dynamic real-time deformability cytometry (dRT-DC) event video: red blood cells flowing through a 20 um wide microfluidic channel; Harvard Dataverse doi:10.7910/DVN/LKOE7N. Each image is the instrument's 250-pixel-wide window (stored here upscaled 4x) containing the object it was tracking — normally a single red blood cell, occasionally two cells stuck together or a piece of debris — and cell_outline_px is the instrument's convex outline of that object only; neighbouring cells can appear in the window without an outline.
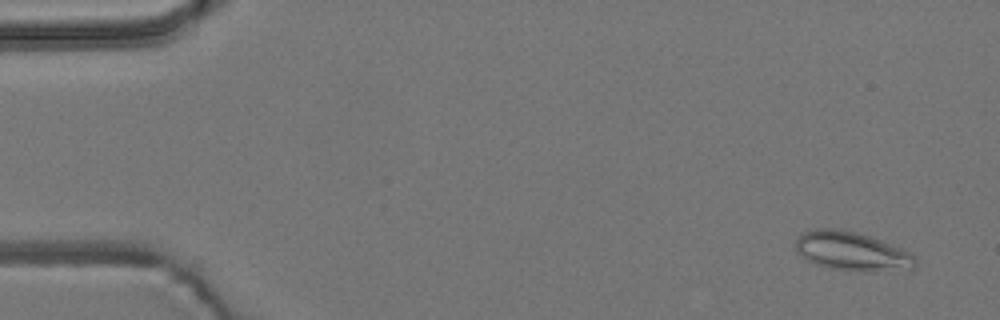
{"species": "common noctule bat (a hibernating species)", "species_latin": "Nyctalus noctula", "temperature_condition": "room temperature", "stored_images_in_passage": 54, "camera_frame_rate_fps": 3000, "um_per_image_px": 0.085, "animal": {"sex": "male", "body_mass_g": 19.2, "forearm_length_mm": 51.8}, "frame": {"image": 1, "passage_image": 2, "time_ms": 0.333, "image_size_px": [1000, 320], "cell_outline_px": [[916, 264], [912, 268], [864, 272], [828, 268], [816, 264], [808, 260], [796, 248], [796, 240], [804, 232], [816, 228], [832, 228], [856, 232], [880, 240], [900, 248], [908, 252], [916, 260]], "centroid_in_image_um": [72.39, 21.36], "position_along_channel_um": 12.6, "area_um2": 26.53}}
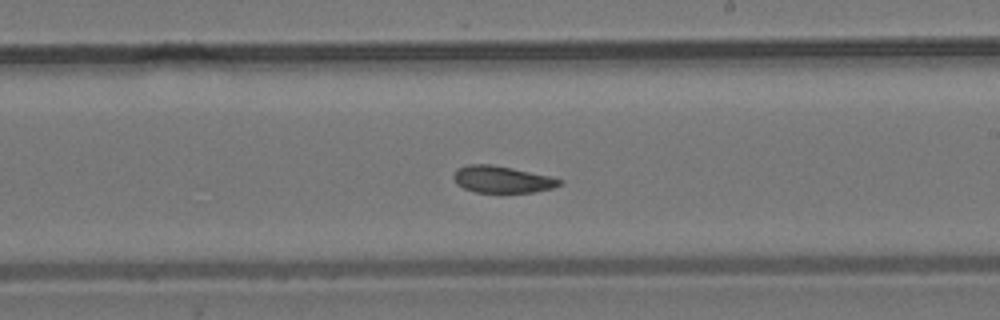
{"frame": {"image": 2, "passage_image": 31, "time_ms": 10.0, "image_size_px": [1000, 320], "cell_outline_px": [[564, 180], [560, 184], [552, 188], [532, 192], [476, 192], [464, 188], [456, 184], [452, 176], [456, 168], [468, 164], [492, 164], [512, 168], [548, 176]], "centroid_in_image_um": [42.62, 15.24], "position_along_channel_um": 246.4, "area_um2": 16.47}}
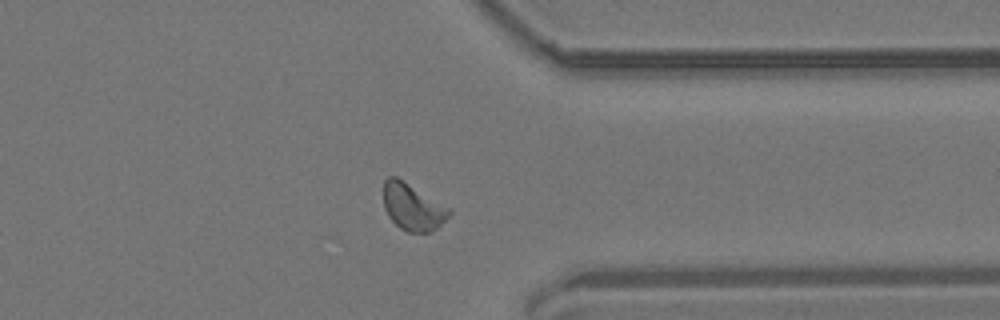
{"frame": {"image": 3, "passage_image": 42, "time_ms": 13.667, "image_size_px": [1000, 320], "cell_outline_px": [[452, 212], [432, 232], [408, 232], [400, 228], [388, 216], [384, 208], [384, 180], [388, 176], [396, 176], [452, 208]], "centroid_in_image_um": [35.08, 17.58], "position_along_channel_um": 376.3, "area_um2": 17.98}, "authors_computed_cell_mechanics": {"area_um2": 17.7446, "velocity_mm_per_s": 3.6973, "shape_relaxation_time_tau1_ms": null, "shape_relaxation_time_tau2_ms": 2.4921, "deformation_change_tau1": null, "deformation_change_tau2": 0.0652}}